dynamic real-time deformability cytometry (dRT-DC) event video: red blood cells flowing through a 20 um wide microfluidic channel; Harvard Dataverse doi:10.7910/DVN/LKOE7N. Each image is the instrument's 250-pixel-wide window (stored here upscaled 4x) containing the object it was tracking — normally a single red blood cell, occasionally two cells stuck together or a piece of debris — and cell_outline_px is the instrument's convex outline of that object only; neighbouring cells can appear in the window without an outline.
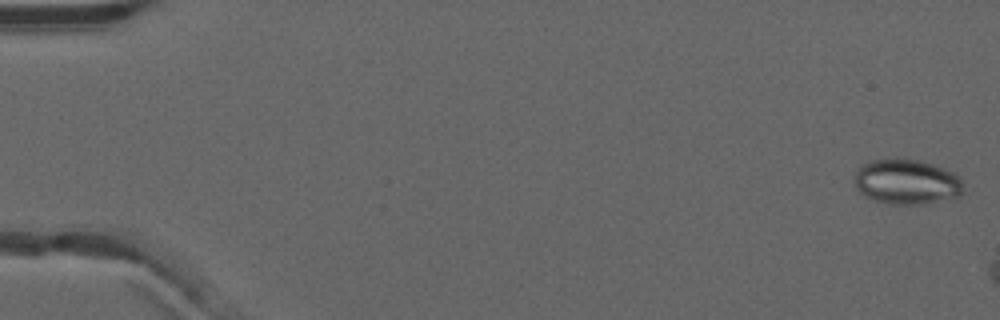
{"species": "common noctule bat (a hibernating species)", "species_latin": "Nyctalus noctula", "temperature_condition": "warm", "stored_images_in_passage": 11, "camera_frame_rate_fps": 3000, "um_per_image_px": 0.085, "animal": {"sex": "male", "forearm_length_mm": 52.5}, "frame": {"image": 1, "passage_image": 1, "time_ms": 0.0, "image_size_px": [1000, 320], "cell_outline_px": [[960, 196], [924, 204], [892, 204], [876, 200], [864, 196], [856, 188], [856, 172], [868, 160], [920, 160], [944, 168], [960, 176]], "centroid_in_image_um": [77.06, 15.47], "position_along_channel_um": 7.9, "area_um2": 27.98}}